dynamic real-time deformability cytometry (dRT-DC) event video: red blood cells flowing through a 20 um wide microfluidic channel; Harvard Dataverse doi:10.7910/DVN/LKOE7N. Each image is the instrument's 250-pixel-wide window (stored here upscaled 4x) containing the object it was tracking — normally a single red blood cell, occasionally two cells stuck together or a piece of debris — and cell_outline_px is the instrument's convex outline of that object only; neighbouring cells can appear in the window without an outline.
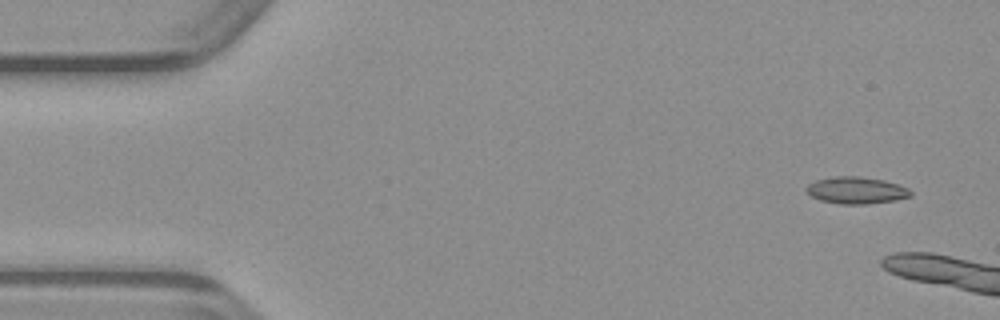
{"species": "common noctule bat (a hibernating species)", "species_latin": "Nyctalus noctula", "temperature_condition": "warm", "stored_images_in_passage": 9, "camera_frame_rate_fps": 3000, "um_per_image_px": 0.085, "animal": {"sex": "male", "body_mass_g": 23.1, "forearm_length_mm": 52.7}, "frame": {"image": 1, "passage_image": 3, "time_ms": 0.667, "image_size_px": [1000, 320], "cell_outline_px": [[912, 196], [896, 200], [868, 204], [840, 204], [820, 200], [812, 196], [804, 188], [808, 184], [816, 180], [832, 176], [860, 176], [884, 180], [908, 188], [912, 192]], "centroid_in_image_um": [72.78, 16.17], "position_along_channel_um": 12.2, "area_um2": 16.42}}